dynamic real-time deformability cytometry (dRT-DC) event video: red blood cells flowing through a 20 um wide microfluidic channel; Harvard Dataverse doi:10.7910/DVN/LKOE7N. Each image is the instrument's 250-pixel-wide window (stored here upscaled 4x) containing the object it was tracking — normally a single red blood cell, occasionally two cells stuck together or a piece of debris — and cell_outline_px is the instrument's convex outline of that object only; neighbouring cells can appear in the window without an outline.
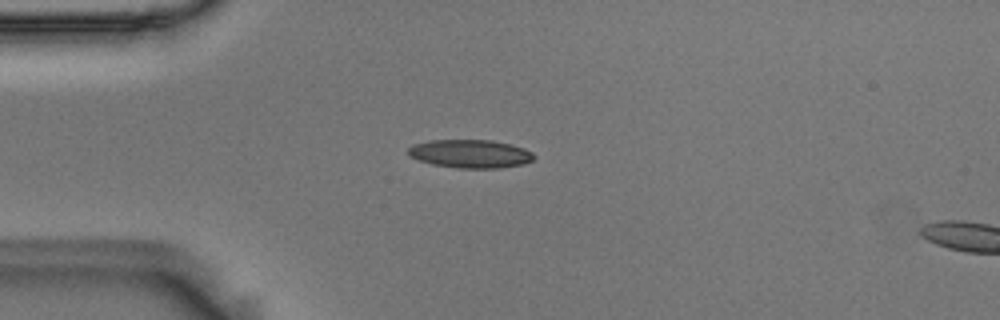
{"species": "Egyptian fruit bat (a non-hibernating species)", "species_latin": "Rousettus aegyptiacus", "temperature_condition": "room temperature", "stored_images_in_passage": 53, "camera_frame_rate_fps": 3000, "um_per_image_px": 0.085, "animal": {"sex": "male"}, "frame": {"image": 1, "passage_image": 13, "time_ms": 4.0, "image_size_px": [1000, 320], "cell_outline_px": [[536, 156], [532, 160], [524, 164], [500, 168], [456, 168], [432, 164], [408, 156], [408, 148], [412, 144], [428, 140], [492, 140], [524, 148], [532, 152]], "centroid_in_image_um": [39.96, 13.07], "position_along_channel_um": 45.0, "area_um2": 20.87}}
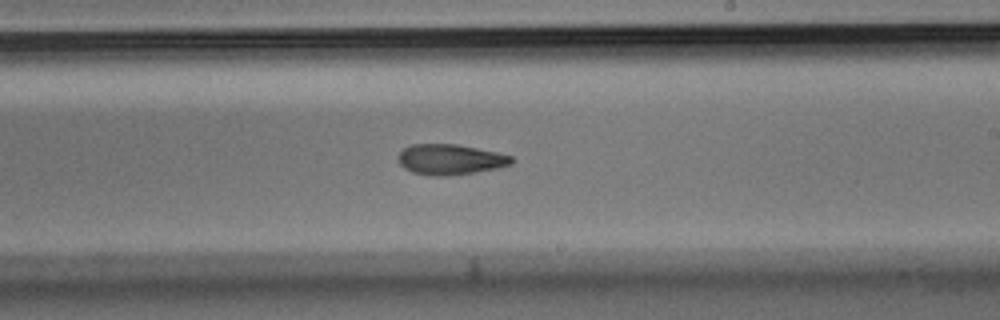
{"frame": {"image": 2, "passage_image": 31, "time_ms": 10.0, "image_size_px": [1000, 320], "cell_outline_px": [[516, 160], [512, 164], [496, 168], [472, 172], [444, 176], [432, 176], [412, 172], [404, 168], [400, 164], [400, 152], [404, 148], [412, 144], [456, 144], [496, 152], [512, 156]], "centroid_in_image_um": [38.28, 13.55], "position_along_channel_um": 250.7, "area_um2": 19.88}}
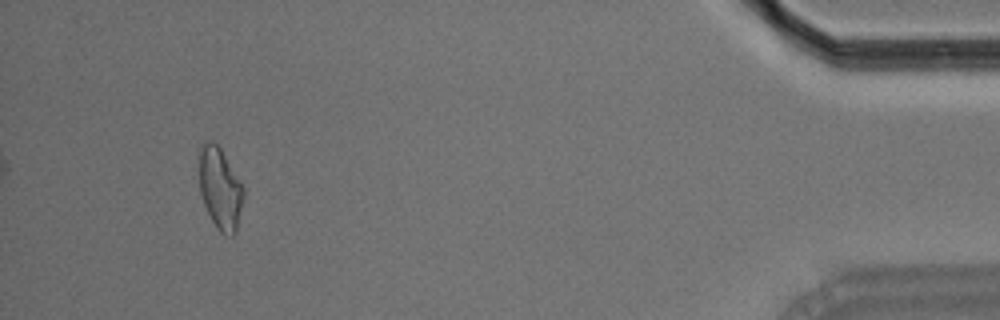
{"frame": {"image": 3, "passage_image": 50, "time_ms": 16.333, "image_size_px": [1000, 320], "cell_outline_px": [[244, 200], [236, 232], [232, 236], [228, 236], [220, 232], [216, 228], [204, 204], [200, 192], [196, 148], [200, 144], [208, 140], [212, 140], [220, 148], [244, 188]], "centroid_in_image_um": [18.66, 15.97], "position_along_channel_um": 416.5, "area_um2": 21.68}, "authors_computed_cell_mechanics": {"area_um2": 20.1144, "velocity_mm_per_s": 3.7003, "shape_relaxation_time_tau1_ms": null, "shape_relaxation_time_tau2_ms": 6.8523, "deformation_change_tau1": null, "deformation_change_tau2": 0.1679}}